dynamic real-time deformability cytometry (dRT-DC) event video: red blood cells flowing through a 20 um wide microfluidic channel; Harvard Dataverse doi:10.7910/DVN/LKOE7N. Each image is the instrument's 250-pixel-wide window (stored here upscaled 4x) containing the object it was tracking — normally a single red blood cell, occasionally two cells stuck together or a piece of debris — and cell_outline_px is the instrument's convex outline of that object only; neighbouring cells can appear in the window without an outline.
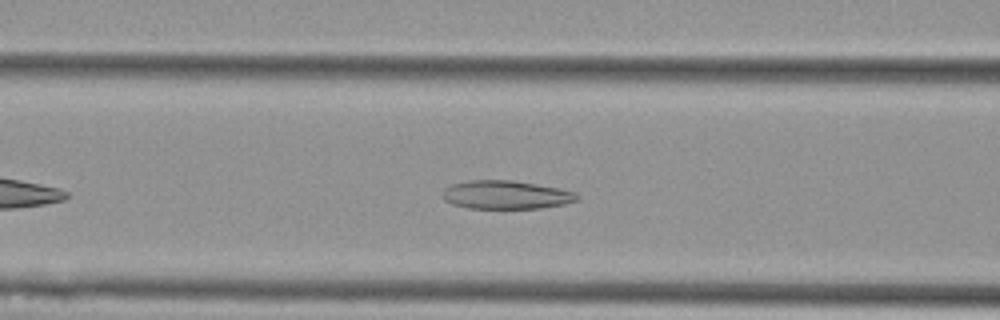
{"species": "Egyptian fruit bat (a non-hibernating species)", "species_latin": "Rousettus aegyptiacus", "temperature_condition": "cold", "stored_images_in_passage": 41, "camera_frame_rate_fps": 3000, "um_per_image_px": 0.085, "animal": {"sex": "female"}, "frame": {"image": 1, "passage_image": 11, "time_ms": 3.333, "image_size_px": [1000, 320], "cell_outline_px": [[580, 196], [576, 200], [564, 204], [540, 208], [468, 208], [452, 204], [444, 200], [444, 188], [452, 184], [472, 180], [512, 180], [536, 184], [576, 192]], "centroid_in_image_um": [43.0, 16.56], "position_along_channel_um": 123.6, "area_um2": 22.08}}
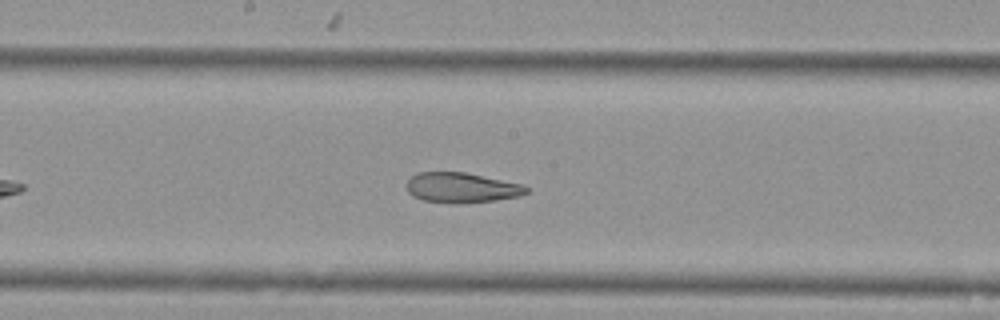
{"frame": {"image": 2, "passage_image": 18, "time_ms": 5.667, "image_size_px": [1000, 320], "cell_outline_px": [[528, 192], [520, 196], [492, 200], [460, 204], [456, 204], [424, 200], [412, 196], [408, 192], [404, 184], [416, 172], [464, 172], [524, 184], [528, 188]], "centroid_in_image_um": [39.21, 15.95], "position_along_channel_um": 209.0, "area_um2": 21.15}}
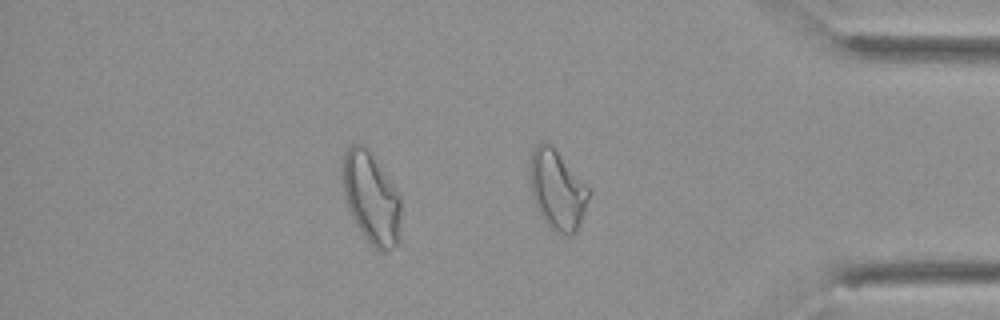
{"frame": {"image": 3, "passage_image": 34, "time_ms": 11.0, "image_size_px": [1000, 320], "cell_outline_px": [[400, 244], [384, 252], [380, 252], [364, 236], [352, 216], [348, 208], [344, 196], [344, 152], [352, 144], [364, 144], [368, 148], [400, 196]], "centroid_in_image_um": [31.58, 16.86], "position_along_channel_um": 403.6, "area_um2": 30.69}, "authors_computed_cell_mechanics": {"area_um2": 23.5824, "velocity_mm_per_s": 3.6673, "shape_relaxation_time_tau1_ms": null, "shape_relaxation_time_tau2_ms": 3.096, "deformation_change_tau1": null, "deformation_change_tau2": 0.0967}}